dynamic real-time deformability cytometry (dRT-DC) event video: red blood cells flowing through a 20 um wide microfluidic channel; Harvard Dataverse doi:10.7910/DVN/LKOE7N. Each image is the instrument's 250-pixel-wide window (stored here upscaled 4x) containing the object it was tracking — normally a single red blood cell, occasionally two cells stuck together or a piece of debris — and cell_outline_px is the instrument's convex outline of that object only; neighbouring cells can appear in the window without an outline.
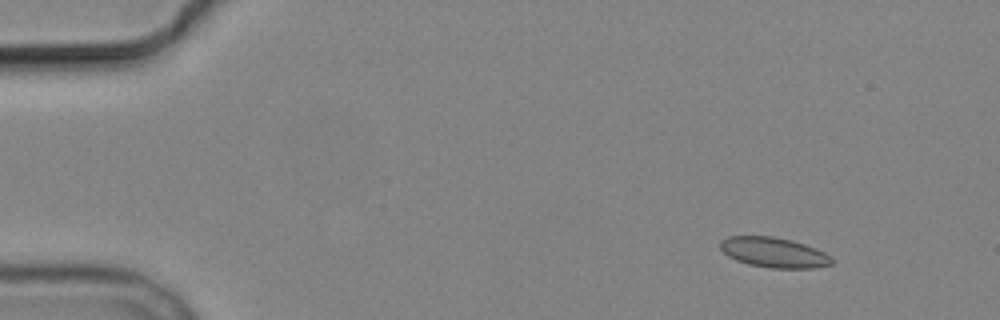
{"species": "common noctule bat (a hibernating species)", "species_latin": "Nyctalus noctula", "temperature_condition": "cold", "stored_images_in_passage": 5, "camera_frame_rate_fps": 3000, "um_per_image_px": 0.085, "animal": {"sex": "male", "body_mass_g": 19.2, "forearm_length_mm": 51.8}, "frame": {"image": 1, "passage_image": 2, "time_ms": 1.333, "image_size_px": [1000, 320], "cell_outline_px": [[832, 264], [816, 268], [772, 268], [748, 264], [736, 260], [728, 256], [720, 248], [720, 240], [728, 236], [772, 236], [792, 240], [816, 248], [832, 256]], "centroid_in_image_um": [65.78, 21.45], "position_along_channel_um": 19.2, "area_um2": 19.65}}
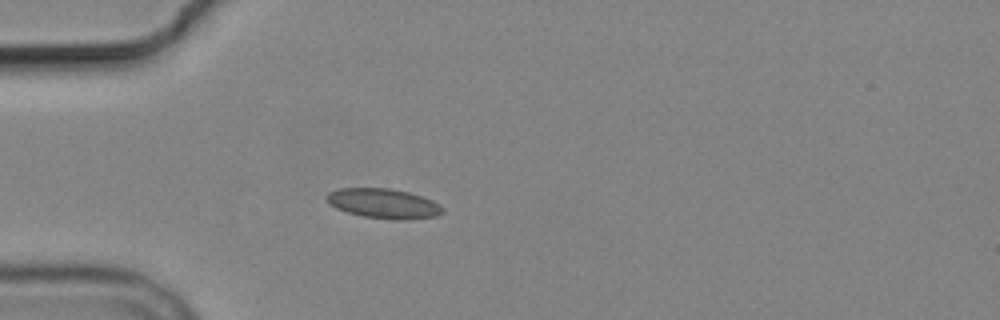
{"frame": {"image": 2, "passage_image": 4, "time_ms": 4.667, "image_size_px": [1000, 320], "cell_outline_px": [[444, 212], [436, 216], [404, 220], [396, 220], [364, 216], [348, 212], [336, 208], [328, 200], [328, 192], [340, 188], [388, 188], [408, 192], [432, 200], [440, 204], [444, 208]], "centroid_in_image_um": [32.65, 17.3], "position_along_channel_um": 52.3, "area_um2": 19.88}}